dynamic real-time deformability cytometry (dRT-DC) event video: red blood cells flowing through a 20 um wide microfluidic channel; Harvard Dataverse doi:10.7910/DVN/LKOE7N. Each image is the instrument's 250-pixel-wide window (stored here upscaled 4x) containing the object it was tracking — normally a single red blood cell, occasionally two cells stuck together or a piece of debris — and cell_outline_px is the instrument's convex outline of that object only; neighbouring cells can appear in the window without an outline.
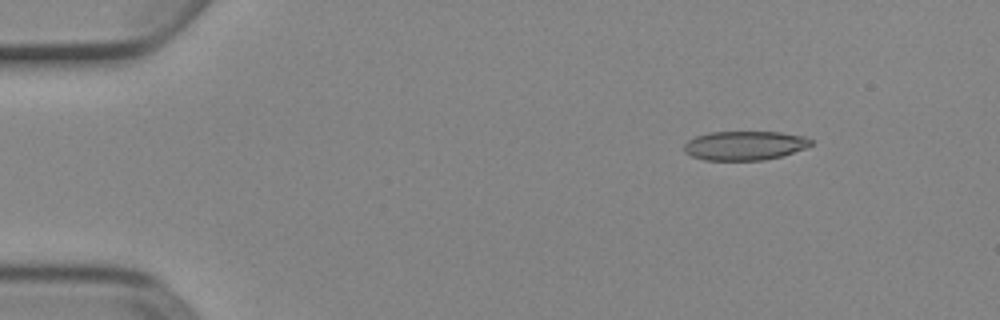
{"species": "Egyptian fruit bat (a non-hibernating species)", "species_latin": "Rousettus aegyptiacus", "temperature_condition": "cold", "stored_images_in_passage": 8, "camera_frame_rate_fps": 3000, "um_per_image_px": 0.085, "animal": {"sex": "female"}, "frame": {"image": 1, "passage_image": 2, "time_ms": 0.333, "image_size_px": [1000, 320], "cell_outline_px": [[812, 144], [804, 148], [780, 156], [764, 160], [704, 160], [692, 156], [684, 152], [684, 144], [688, 140], [696, 136], [708, 132], [780, 132], [804, 136], [812, 140]], "centroid_in_image_um": [63.26, 12.37], "position_along_channel_um": 21.7, "area_um2": 21.44}}
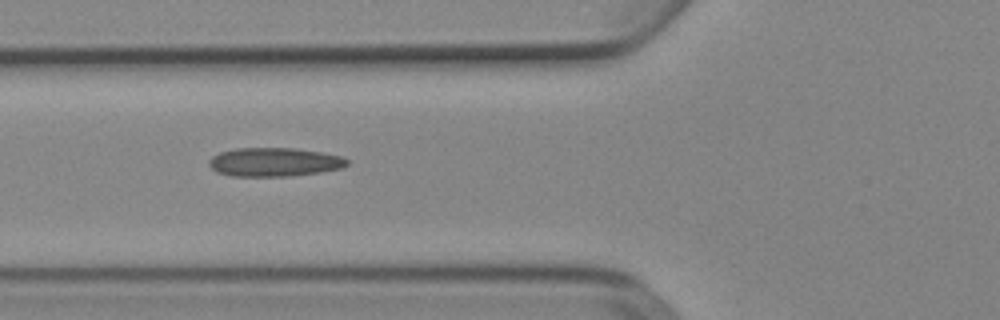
{"frame": {"image": 2, "passage_image": 5, "time_ms": 1.333, "image_size_px": [1000, 320], "cell_outline_px": [[348, 164], [344, 168], [320, 172], [292, 176], [232, 176], [216, 172], [208, 164], [208, 160], [212, 156], [220, 152], [236, 148], [296, 148], [344, 156], [348, 160]], "centroid_in_image_um": [23.33, 13.77], "position_along_channel_um": 102.5, "area_um2": 23.35}}
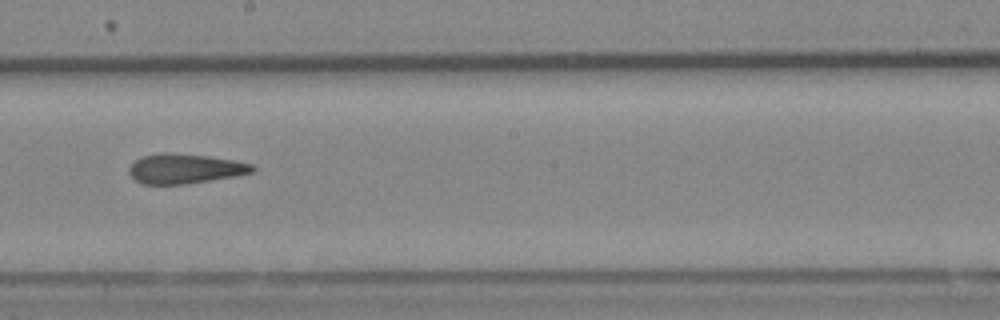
{"frame": {"image": 3, "passage_image": 8, "time_ms": 2.333, "image_size_px": [1000, 320], "cell_outline_px": [[256, 168], [252, 172], [236, 176], [184, 184], [144, 184], [136, 180], [128, 172], [128, 168], [136, 160], [144, 156], [164, 152], [168, 152], [208, 156], [232, 160], [252, 164]], "centroid_in_image_um": [15.72, 14.33], "position_along_channel_um": 232.5, "area_um2": 21.15}}